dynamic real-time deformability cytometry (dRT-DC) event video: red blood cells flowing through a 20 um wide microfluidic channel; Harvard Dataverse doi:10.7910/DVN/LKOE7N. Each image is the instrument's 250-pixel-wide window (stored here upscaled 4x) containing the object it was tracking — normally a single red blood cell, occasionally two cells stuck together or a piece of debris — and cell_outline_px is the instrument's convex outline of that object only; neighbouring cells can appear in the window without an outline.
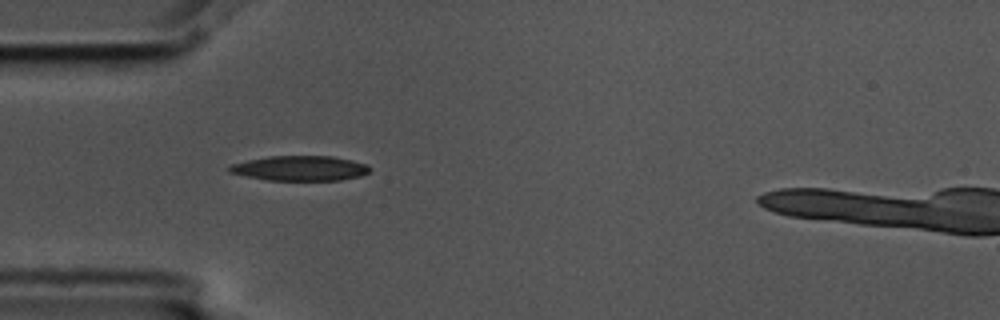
{"species": "common noctule bat (a hibernating species)", "species_latin": "Nyctalus noctula", "temperature_condition": "cold", "stored_images_in_passage": 4, "camera_frame_rate_fps": 3000, "um_per_image_px": 0.085, "animal": {"sex": "male", "body_mass_g": 17.5, "forearm_length_mm": 52.3}, "frame": {"image": 1, "passage_image": 4, "time_ms": 1.0, "image_size_px": [1000, 320], "cell_outline_px": [[372, 168], [368, 172], [360, 176], [340, 180], [268, 180], [228, 172], [228, 168], [232, 164], [248, 160], [268, 156], [332, 156], [352, 160], [368, 164]], "centroid_in_image_um": [25.54, 14.29], "position_along_channel_um": 59.5, "area_um2": 20.35}}